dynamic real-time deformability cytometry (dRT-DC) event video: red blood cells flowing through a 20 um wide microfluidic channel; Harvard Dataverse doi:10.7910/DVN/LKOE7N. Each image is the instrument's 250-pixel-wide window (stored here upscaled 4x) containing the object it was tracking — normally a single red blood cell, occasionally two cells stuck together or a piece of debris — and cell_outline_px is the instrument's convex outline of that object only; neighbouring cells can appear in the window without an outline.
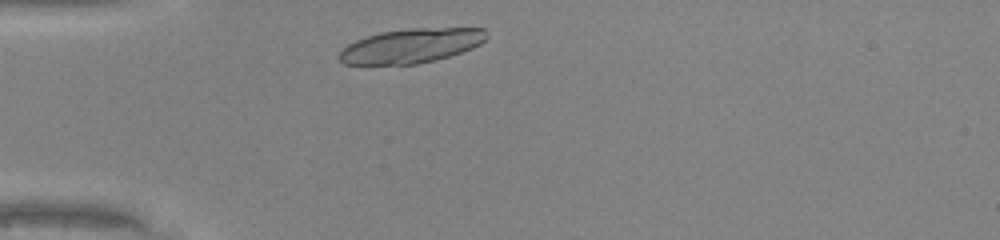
{"species": "common noctule bat (a hibernating species)", "species_latin": "Nyctalus noctula", "temperature_condition": "warm", "stored_images_in_passage": 28, "camera_frame_rate_fps": 3000, "um_per_image_px": 0.085, "animal": {"sex": "male", "body_mass_g": 20.0, "forearm_length_mm": 53.3}, "frame": {"image": 1, "passage_image": 2, "time_ms": 0.333, "image_size_px": [1000, 240], "cell_outline_px": [[488, 36], [480, 44], [472, 48], [436, 60], [416, 64], [344, 64], [340, 60], [340, 52], [348, 44], [356, 40], [380, 32], [408, 28], [484, 28]], "centroid_in_image_um": [34.97, 3.88], "position_along_channel_um": 50.0, "area_um2": 29.25}}